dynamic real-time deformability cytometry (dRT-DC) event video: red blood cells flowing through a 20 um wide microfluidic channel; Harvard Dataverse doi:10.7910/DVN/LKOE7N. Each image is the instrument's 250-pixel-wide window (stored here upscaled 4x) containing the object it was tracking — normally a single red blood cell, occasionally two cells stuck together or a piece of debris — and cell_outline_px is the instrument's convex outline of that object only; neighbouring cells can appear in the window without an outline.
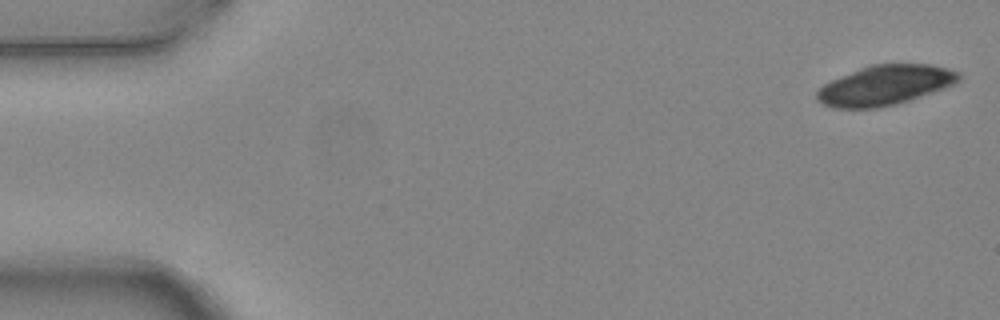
{"species": "common noctule bat (a hibernating species)", "species_latin": "Nyctalus noctula", "temperature_condition": "warm", "stored_images_in_passage": 4, "camera_frame_rate_fps": 3000, "um_per_image_px": 0.085, "animal": {"sex": "female", "body_mass_g": 24.6, "forearm_length_mm": 56.2}, "frame": {"image": 1, "passage_image": 1, "time_ms": 0.0, "image_size_px": [1000, 320], "cell_outline_px": [[964, 76], [960, 80], [944, 88], [908, 100], [876, 108], [832, 108], [820, 104], [816, 100], [816, 92], [824, 84], [832, 80], [860, 68], [872, 64], [932, 64], [948, 68], [960, 72]], "centroid_in_image_um": [75.22, 7.24], "position_along_channel_um": 9.8, "area_um2": 32.83}}